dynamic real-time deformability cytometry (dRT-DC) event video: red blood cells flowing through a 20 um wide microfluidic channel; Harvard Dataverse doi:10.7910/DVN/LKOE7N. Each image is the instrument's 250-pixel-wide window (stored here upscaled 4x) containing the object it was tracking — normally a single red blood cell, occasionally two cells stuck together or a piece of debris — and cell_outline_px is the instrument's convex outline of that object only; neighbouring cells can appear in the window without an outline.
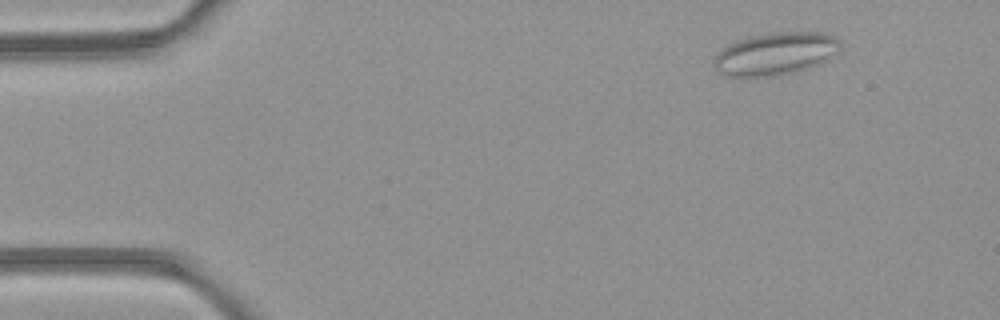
{"species": "common noctule bat (a hibernating species)", "species_latin": "Nyctalus noctula", "temperature_condition": "room temperature", "stored_images_in_passage": 48, "camera_frame_rate_fps": 3000, "um_per_image_px": 0.085, "animal": {"sex": "female", "body_mass_g": 21.9}, "frame": {"image": 1, "passage_image": 5, "time_ms": 1.333, "image_size_px": [1000, 320], "cell_outline_px": [[840, 52], [828, 60], [808, 68], [776, 76], [728, 76], [716, 72], [712, 64], [712, 60], [720, 48], [736, 40], [748, 36], [768, 32], [820, 32], [832, 36], [840, 40]], "centroid_in_image_um": [65.87, 4.56], "position_along_channel_um": 19.1, "area_um2": 31.91}}
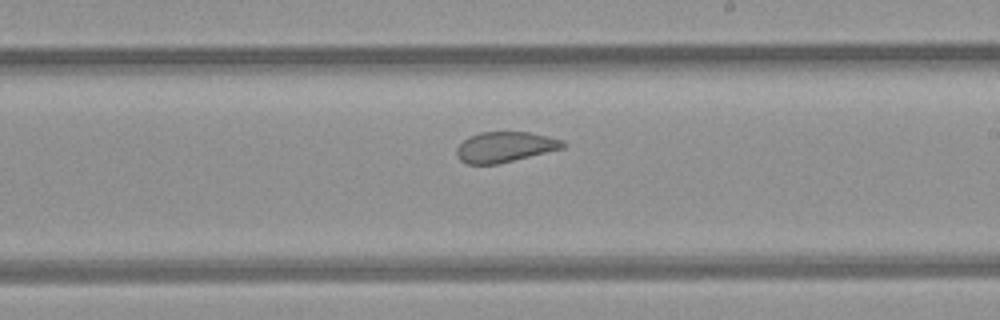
{"frame": {"image": 2, "passage_image": 28, "time_ms": 9.0, "image_size_px": [1000, 320], "cell_outline_px": [[568, 144], [564, 148], [496, 164], [468, 164], [460, 160], [456, 156], [456, 148], [468, 136], [480, 132], [528, 132], [548, 136], [564, 140]], "centroid_in_image_um": [42.92, 12.48], "position_along_channel_um": 246.1, "area_um2": 18.84}}
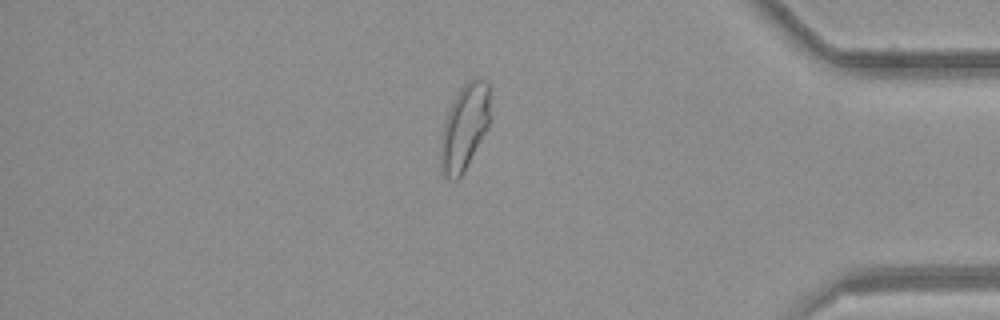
{"frame": {"image": 3, "passage_image": 41, "time_ms": 13.333, "image_size_px": [1000, 320], "cell_outline_px": [[488, 128], [464, 172], [456, 180], [452, 180], [440, 168], [440, 144], [444, 120], [460, 88], [468, 80], [476, 76], [488, 80]], "centroid_in_image_um": [39.47, 10.8], "position_along_channel_um": 395.7, "area_um2": 24.51}, "authors_computed_cell_mechanics": {"area_um2": 24.0448, "velocity_mm_per_s": 4.2268, "shape_relaxation_time_tau1_ms": null, "shape_relaxation_time_tau2_ms": 1.1898, "deformation_change_tau1": null, "deformation_change_tau2": 0.078}}